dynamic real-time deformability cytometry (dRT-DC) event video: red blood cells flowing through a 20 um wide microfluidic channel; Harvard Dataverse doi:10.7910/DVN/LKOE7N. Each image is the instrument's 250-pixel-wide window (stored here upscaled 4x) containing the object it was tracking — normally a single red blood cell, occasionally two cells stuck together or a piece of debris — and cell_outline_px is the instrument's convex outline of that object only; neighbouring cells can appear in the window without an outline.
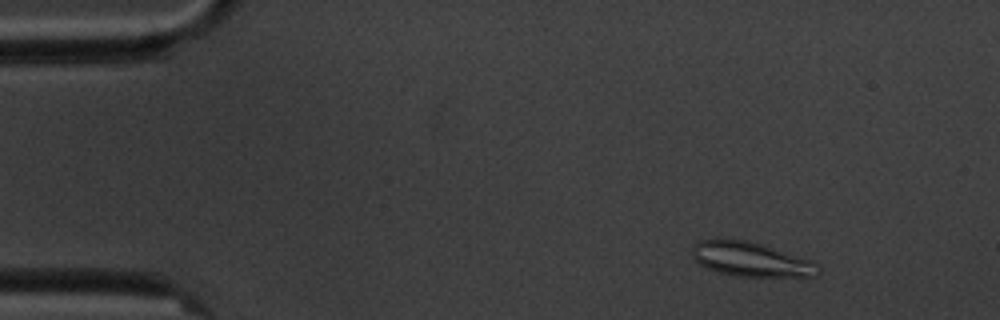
{"species": "common noctule bat (a hibernating species)", "species_latin": "Nyctalus noctula", "temperature_condition": "cold", "stored_images_in_passage": 8, "camera_frame_rate_fps": 3000, "um_per_image_px": 0.085, "animal": {"sex": "male", "body_mass_g": 20.1, "forearm_length_mm": 53.5}, "frame": {"image": 1, "passage_image": 2, "time_ms": 1.0, "image_size_px": [1000, 320], "cell_outline_px": [[820, 272], [816, 276], [736, 276], [720, 272], [708, 268], [700, 264], [692, 256], [692, 244], [700, 240], [748, 240], [764, 244], [808, 260], [820, 268]], "centroid_in_image_um": [63.79, 22.04], "position_along_channel_um": 21.2, "area_um2": 24.74}}
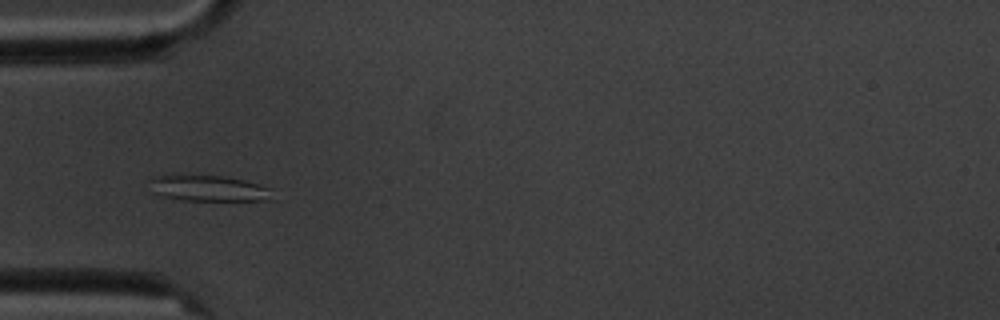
{"frame": {"image": 2, "passage_image": 5, "time_ms": 4.667, "image_size_px": [1000, 320], "cell_outline_px": [[268, 200], [184, 200], [160, 196], [152, 192], [148, 180], [152, 176], [172, 172], [220, 176], [244, 180], [260, 184], [268, 188]], "centroid_in_image_um": [17.5, 15.95], "position_along_channel_um": 67.5, "area_um2": 19.02}}
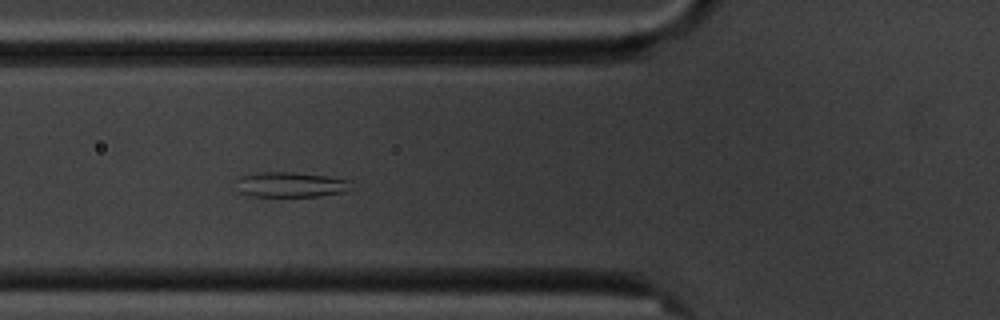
{"frame": {"image": 3, "passage_image": 6, "time_ms": 5.667, "image_size_px": [1000, 320], "cell_outline_px": [[352, 188], [344, 192], [320, 196], [248, 196], [240, 192], [236, 180], [236, 176], [256, 172], [292, 172], [324, 176], [352, 180]], "centroid_in_image_um": [24.69, 15.68], "position_along_channel_um": 101.1, "area_um2": 17.05}}